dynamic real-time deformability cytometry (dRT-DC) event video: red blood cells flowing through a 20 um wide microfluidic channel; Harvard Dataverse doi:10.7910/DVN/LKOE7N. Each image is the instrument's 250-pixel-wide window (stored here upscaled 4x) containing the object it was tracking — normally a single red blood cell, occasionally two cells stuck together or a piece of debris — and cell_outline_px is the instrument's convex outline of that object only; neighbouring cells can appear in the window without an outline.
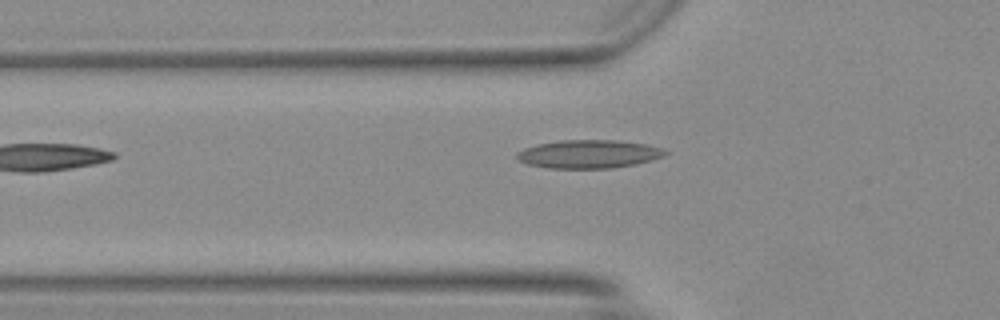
{"species": "Egyptian fruit bat (a non-hibernating species)", "species_latin": "Rousettus aegyptiacus", "temperature_condition": "warm", "stored_images_in_passage": 34, "camera_frame_rate_fps": 3000, "um_per_image_px": 0.085, "animal": {"sex": "female"}, "frame": {"image": 1, "passage_image": 2, "time_ms": 0.333, "image_size_px": [1000, 320], "cell_outline_px": [[672, 152], [664, 156], [652, 160], [636, 164], [608, 168], [548, 168], [528, 164], [520, 160], [516, 156], [516, 152], [524, 148], [536, 144], [560, 140], [616, 140], [644, 144], [664, 148]], "centroid_in_image_um": [50.08, 13.09], "position_along_channel_um": 75.7, "area_um2": 24.57}}
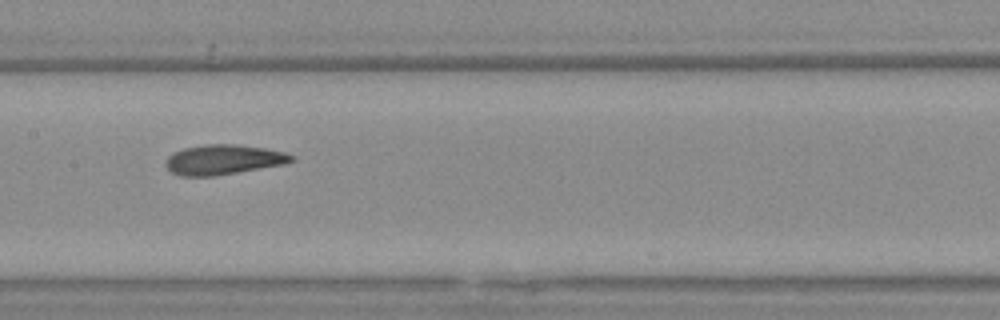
{"frame": {"image": 2, "passage_image": 10, "time_ms": 3.0, "image_size_px": [1000, 320], "cell_outline_px": [[296, 160], [284, 164], [212, 176], [180, 176], [172, 172], [164, 164], [168, 156], [184, 148], [204, 144], [236, 144], [264, 148], [284, 152], [296, 156]], "centroid_in_image_um": [19.0, 13.56], "position_along_channel_um": 188.4, "area_um2": 21.79}}
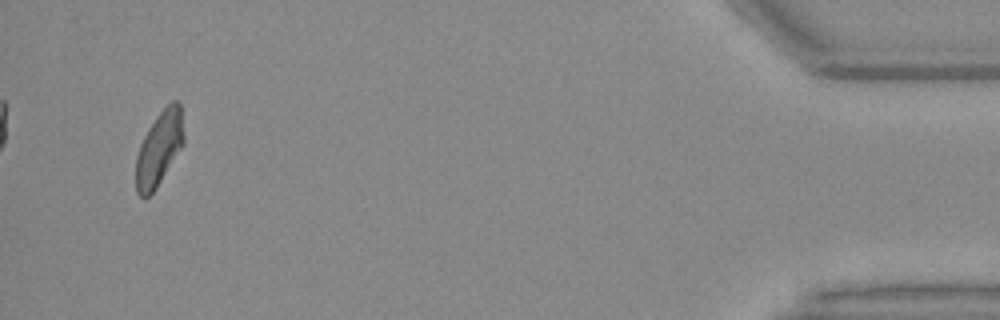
{"frame": {"image": 3, "passage_image": 32, "time_ms": 10.333, "image_size_px": [1000, 320], "cell_outline_px": [[184, 144], [156, 188], [144, 200], [136, 192], [136, 156], [140, 144], [148, 128], [156, 116], [172, 100], [180, 100], [184, 136]], "centroid_in_image_um": [13.53, 12.61], "position_along_channel_um": 421.7, "area_um2": 20.81}, "authors_computed_cell_mechanics": {"area_um2": 21.5883, "velocity_mm_per_s": 4.2089, "shape_relaxation_time_tau1_ms": 5.9514, "shape_relaxation_time_tau2_ms": 1.1401, "deformation_change_tau1": 0.1923, "deformation_change_tau2": 0.0882}}